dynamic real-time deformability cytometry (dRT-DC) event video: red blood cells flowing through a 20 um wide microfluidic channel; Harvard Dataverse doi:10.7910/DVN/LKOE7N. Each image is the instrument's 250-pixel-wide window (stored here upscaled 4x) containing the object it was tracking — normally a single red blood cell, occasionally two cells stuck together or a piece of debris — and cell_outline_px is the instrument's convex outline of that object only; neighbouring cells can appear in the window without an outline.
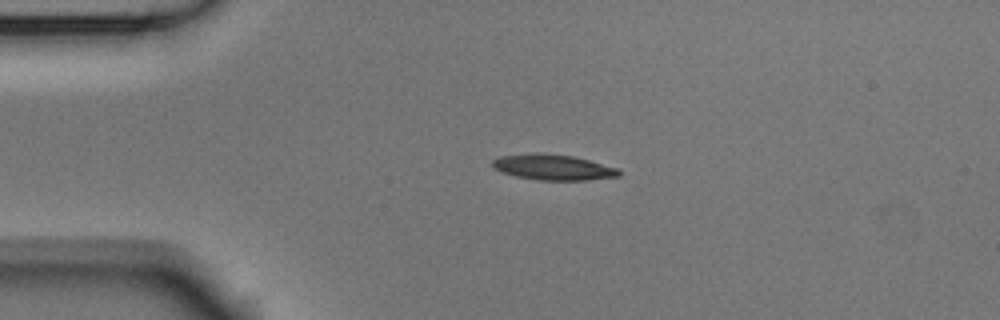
{"species": "Egyptian fruit bat (a non-hibernating species)", "species_latin": "Rousettus aegyptiacus", "temperature_condition": "room temperature", "stored_images_in_passage": 43, "camera_frame_rate_fps": 3000, "um_per_image_px": 0.085, "animal": {"sex": "male"}, "frame": {"image": 1, "passage_image": 1, "time_ms": 0.0, "image_size_px": [1000, 320], "cell_outline_px": [[620, 176], [588, 180], [540, 180], [516, 176], [492, 168], [492, 160], [500, 156], [572, 156], [588, 160], [616, 168], [620, 172]], "centroid_in_image_um": [47.06, 14.27], "position_along_channel_um": 37.9, "area_um2": 17.63}}
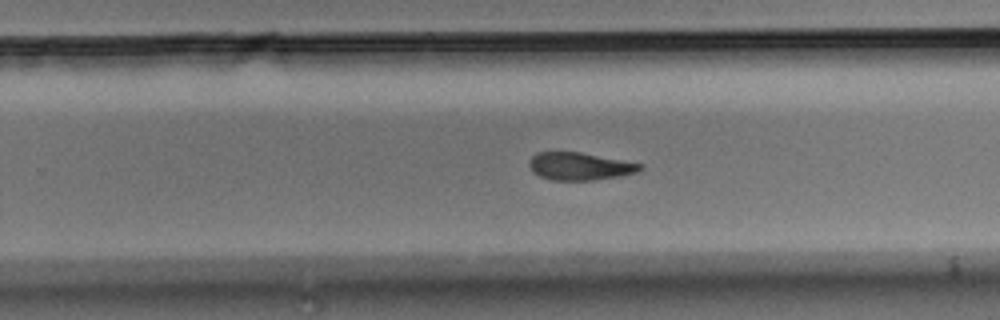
{"frame": {"image": 2, "passage_image": 23, "time_ms": 7.333, "image_size_px": [1000, 320], "cell_outline_px": [[644, 168], [636, 172], [620, 176], [592, 180], [552, 180], [540, 176], [532, 172], [528, 164], [528, 160], [536, 152], [580, 152], [644, 164]], "centroid_in_image_um": [49.26, 14.13], "position_along_channel_um": 280.5, "area_um2": 17.92}}
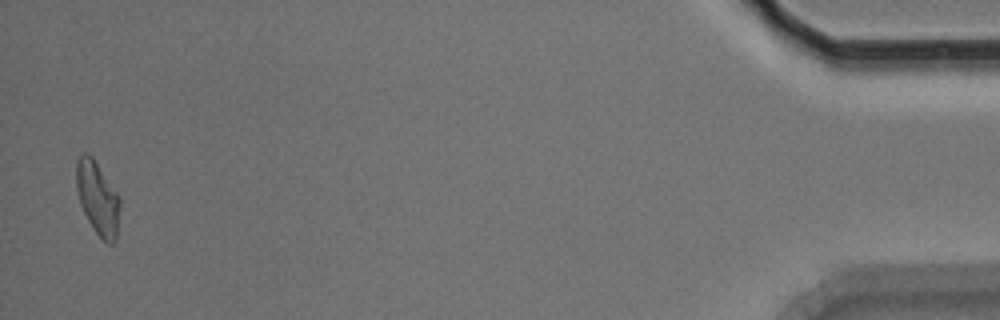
{"frame": {"image": 3, "passage_image": 42, "time_ms": 13.667, "image_size_px": [1000, 320], "cell_outline_px": [[120, 208], [116, 240], [112, 244], [108, 244], [92, 228], [80, 204], [76, 188], [76, 160], [84, 152], [88, 152], [92, 156], [120, 196]], "centroid_in_image_um": [8.3, 16.82], "position_along_channel_um": 426.9, "area_um2": 18.73}, "authors_computed_cell_mechanics": {"area_um2": 18.8428, "velocity_mm_per_s": 3.7239, "shape_relaxation_time_tau1_ms": 5.7865, "shape_relaxation_time_tau2_ms": 5.882, "deformation_change_tau1": 0.1721, "deformation_change_tau2": 0.1505}}